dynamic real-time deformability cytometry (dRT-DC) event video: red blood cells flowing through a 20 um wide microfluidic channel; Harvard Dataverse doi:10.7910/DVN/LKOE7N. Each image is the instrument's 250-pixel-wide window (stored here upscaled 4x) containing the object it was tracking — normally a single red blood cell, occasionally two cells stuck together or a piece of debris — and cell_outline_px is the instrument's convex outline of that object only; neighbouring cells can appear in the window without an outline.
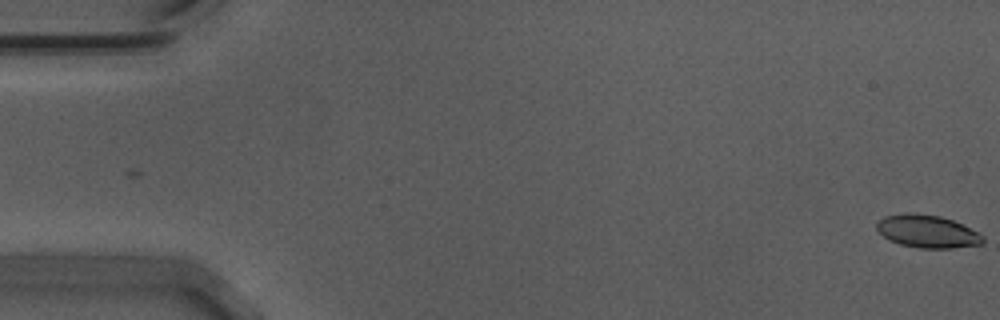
{"species": "Egyptian fruit bat (a non-hibernating species)", "species_latin": "Rousettus aegyptiacus", "temperature_condition": "warm", "stored_images_in_passage": 56, "camera_frame_rate_fps": 3000, "um_per_image_px": 0.085, "animal": {"sex": "male"}, "frame": {"image": 1, "passage_image": 1, "time_ms": 0.0, "image_size_px": [1000, 320], "cell_outline_px": [[984, 244], [952, 248], [920, 248], [900, 244], [888, 240], [876, 228], [876, 224], [884, 216], [904, 212], [912, 212], [940, 216], [952, 220], [980, 232], [984, 236]], "centroid_in_image_um": [78.84, 19.66], "position_along_channel_um": 6.2, "area_um2": 20.46}}
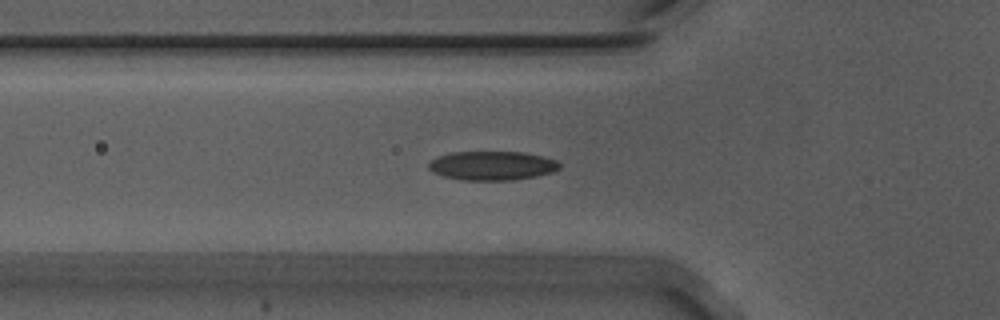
{"frame": {"image": 2, "passage_image": 20, "time_ms": 6.333, "image_size_px": [1000, 320], "cell_outline_px": [[560, 168], [552, 172], [536, 176], [512, 180], [460, 180], [444, 176], [432, 172], [428, 168], [428, 164], [432, 160], [440, 156], [452, 152], [524, 152], [544, 156], [556, 160], [560, 164]], "centroid_in_image_um": [41.84, 14.08], "position_along_channel_um": 84.0, "area_um2": 22.14}}
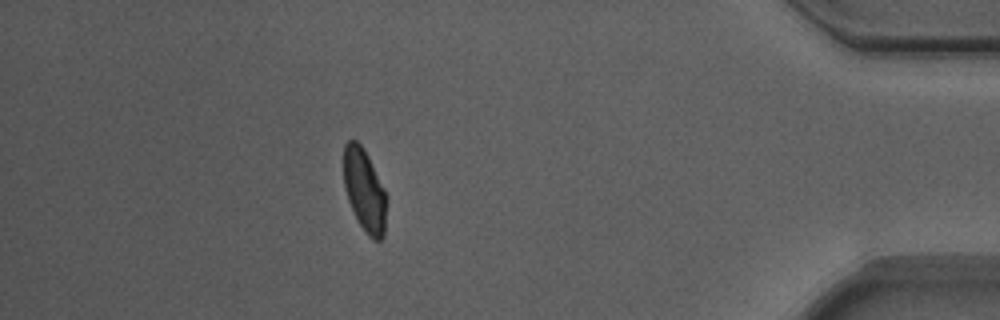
{"frame": {"image": 3, "passage_image": 50, "time_ms": 16.333, "image_size_px": [1000, 320], "cell_outline_px": [[384, 236], [380, 240], [372, 240], [368, 236], [360, 224], [348, 200], [344, 188], [344, 144], [348, 140], [356, 140], [360, 144], [368, 156], [384, 188]], "centroid_in_image_um": [30.94, 16.15], "position_along_channel_um": 404.3, "area_um2": 20.06}, "authors_computed_cell_mechanics": {"area_um2": 21.1837, "velocity_mm_per_s": 3.6977, "shape_relaxation_time_tau1_ms": 5.8545, "shape_relaxation_time_tau2_ms": 1.2924, "deformation_change_tau1": 0.1765, "deformation_change_tau2": 0.0529}}